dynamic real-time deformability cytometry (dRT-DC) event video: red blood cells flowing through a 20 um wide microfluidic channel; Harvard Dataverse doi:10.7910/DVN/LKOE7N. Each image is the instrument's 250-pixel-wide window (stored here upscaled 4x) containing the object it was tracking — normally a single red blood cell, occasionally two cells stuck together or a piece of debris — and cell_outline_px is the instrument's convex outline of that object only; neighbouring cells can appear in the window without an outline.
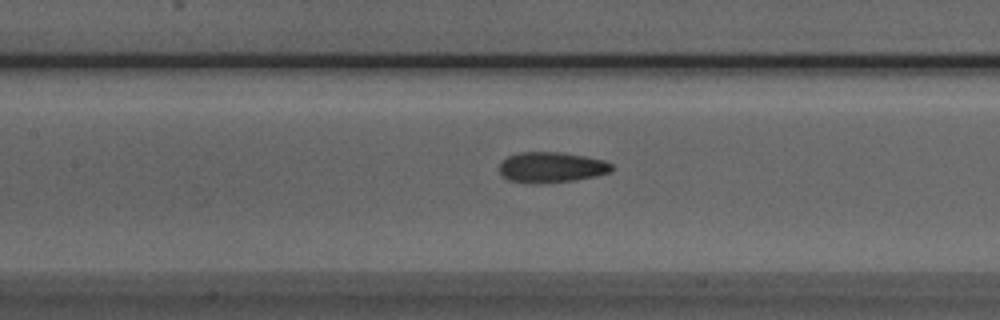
{"species": "Egyptian fruit bat (a non-hibernating species)", "species_latin": "Rousettus aegyptiacus", "temperature_condition": "room temperature", "stored_images_in_passage": 38, "camera_frame_rate_fps": 3000, "um_per_image_px": 0.085, "animal": {"sex": "male"}, "frame": {"image": 1, "passage_image": 9, "time_ms": 2.667, "image_size_px": [1000, 320], "cell_outline_px": [[616, 168], [612, 172], [596, 176], [576, 180], [508, 180], [500, 176], [500, 164], [508, 156], [520, 152], [564, 152], [604, 160], [612, 164]], "centroid_in_image_um": [46.96, 14.16], "position_along_channel_um": 160.4, "area_um2": 19.31}}
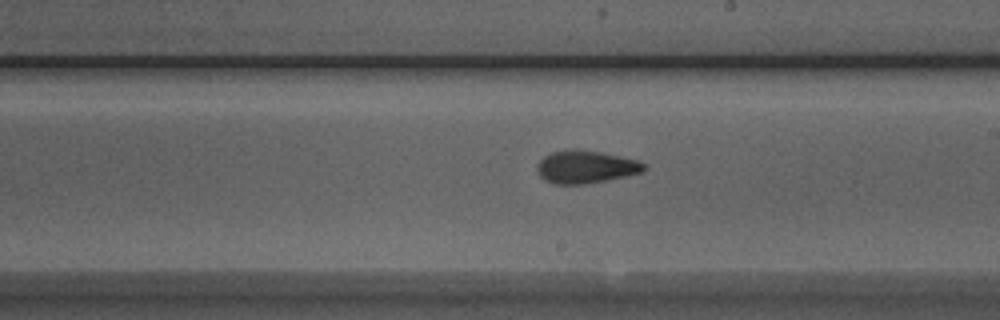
{"frame": {"image": 2, "passage_image": 15, "time_ms": 4.667, "image_size_px": [1000, 320], "cell_outline_px": [[648, 168], [644, 172], [628, 176], [584, 184], [552, 184], [544, 180], [540, 176], [536, 168], [536, 164], [544, 156], [552, 152], [572, 148], [576, 148], [600, 152], [636, 160], [644, 164]], "centroid_in_image_um": [49.77, 14.19], "position_along_channel_um": 239.2, "area_um2": 20.58}}
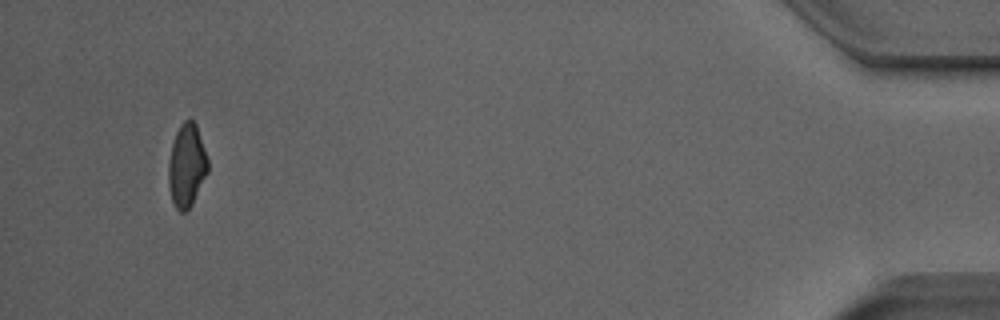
{"frame": {"image": 3, "passage_image": 35, "time_ms": 11.333, "image_size_px": [1000, 320], "cell_outline_px": [[208, 172], [192, 204], [184, 212], [180, 212], [176, 208], [172, 200], [168, 184], [168, 164], [172, 144], [176, 132], [180, 124], [184, 120], [192, 120], [196, 124], [208, 160]], "centroid_in_image_um": [15.86, 14.07], "position_along_channel_um": 419.3, "area_um2": 18.96}, "authors_computed_cell_mechanics": {"area_um2": 19.652, "velocity_mm_per_s": 3.9494, "shape_relaxation_time_tau1_ms": 4.9922, "shape_relaxation_time_tau2_ms": 2.4847, "deformation_change_tau1": 0.1299, "deformation_change_tau2": 0.0945}}